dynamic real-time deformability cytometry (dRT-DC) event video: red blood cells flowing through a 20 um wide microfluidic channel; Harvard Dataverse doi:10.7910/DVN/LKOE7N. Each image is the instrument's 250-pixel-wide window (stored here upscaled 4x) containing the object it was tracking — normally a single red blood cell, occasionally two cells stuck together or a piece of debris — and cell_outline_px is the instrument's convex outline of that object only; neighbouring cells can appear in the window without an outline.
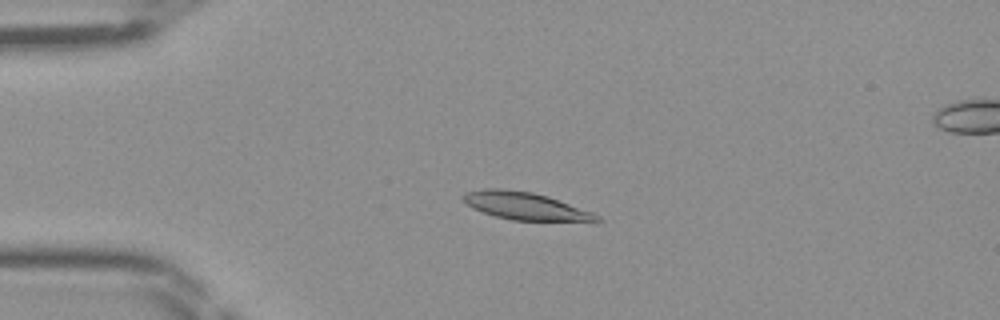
{"species": "Egyptian fruit bat (a non-hibernating species)", "species_latin": "Rousettus aegyptiacus", "temperature_condition": "room temperature", "stored_images_in_passage": 46, "camera_frame_rate_fps": 3000, "um_per_image_px": 0.085, "frame": {"image": 1, "passage_image": 11, "time_ms": 3.333, "image_size_px": [1000, 320], "cell_outline_px": [[604, 220], [596, 224], [512, 220], [496, 216], [472, 208], [460, 200], [460, 196], [464, 192], [484, 188], [500, 188], [532, 192], [548, 196], [592, 212], [600, 216]], "centroid_in_image_um": [44.77, 17.56], "position_along_channel_um": 40.2, "area_um2": 22.54}}
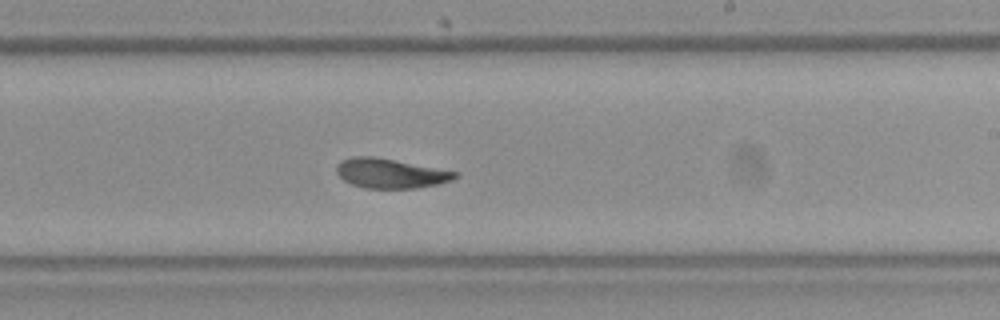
{"frame": {"image": 2, "passage_image": 28, "time_ms": 9.0, "image_size_px": [1000, 320], "cell_outline_px": [[460, 176], [452, 180], [440, 184], [416, 188], [364, 188], [352, 184], [344, 180], [336, 172], [336, 164], [340, 160], [352, 156], [376, 156], [456, 172]], "centroid_in_image_um": [33.16, 14.73], "position_along_channel_um": 255.8, "area_um2": 20.52}}
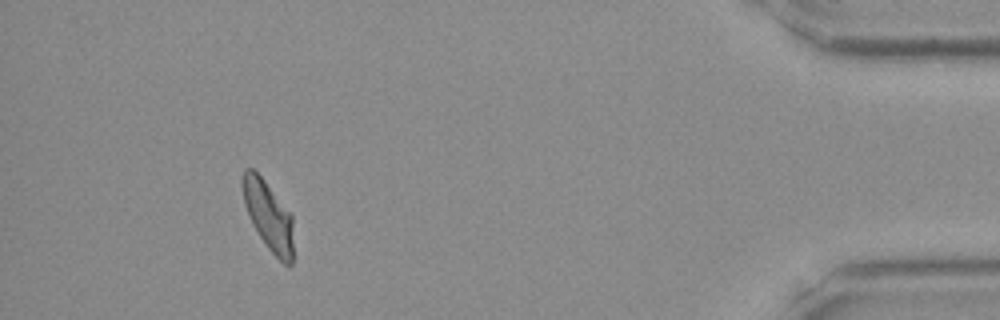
{"frame": {"image": 3, "passage_image": 43, "time_ms": 14.0, "image_size_px": [1000, 320], "cell_outline_px": [[292, 264], [288, 268], [268, 248], [252, 224], [244, 204], [240, 184], [240, 176], [244, 168], [252, 168], [264, 180], [292, 216]], "centroid_in_image_um": [22.76, 18.3], "position_along_channel_um": 412.4, "area_um2": 20.4}}